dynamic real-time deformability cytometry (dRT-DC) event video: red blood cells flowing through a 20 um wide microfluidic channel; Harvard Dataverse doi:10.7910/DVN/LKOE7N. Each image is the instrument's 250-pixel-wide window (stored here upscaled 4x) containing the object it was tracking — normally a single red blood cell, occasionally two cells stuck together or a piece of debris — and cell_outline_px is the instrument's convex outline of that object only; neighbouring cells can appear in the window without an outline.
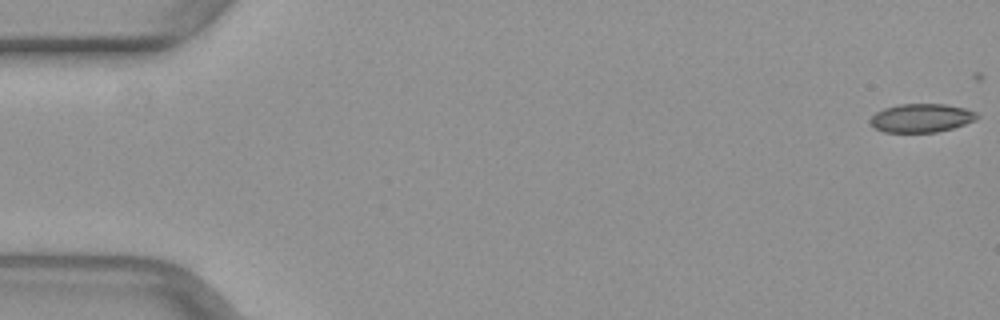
{"species": "common noctule bat (a hibernating species)", "species_latin": "Nyctalus noctula", "temperature_condition": "warm", "stored_images_in_passage": 19, "camera_frame_rate_fps": 3000, "um_per_image_px": 0.085, "animal": {"sex": "female", "body_mass_g": 29.2, "forearm_length_mm": 56.3}, "frame": {"image": 1, "passage_image": 1, "time_ms": 0.0, "image_size_px": [1000, 320], "cell_outline_px": [[980, 116], [976, 120], [952, 128], [936, 132], [884, 132], [872, 128], [868, 124], [868, 120], [876, 112], [884, 108], [896, 104], [944, 104], [964, 108], [976, 112]], "centroid_in_image_um": [78.26, 10.03], "position_along_channel_um": 6.7, "area_um2": 17.98}}
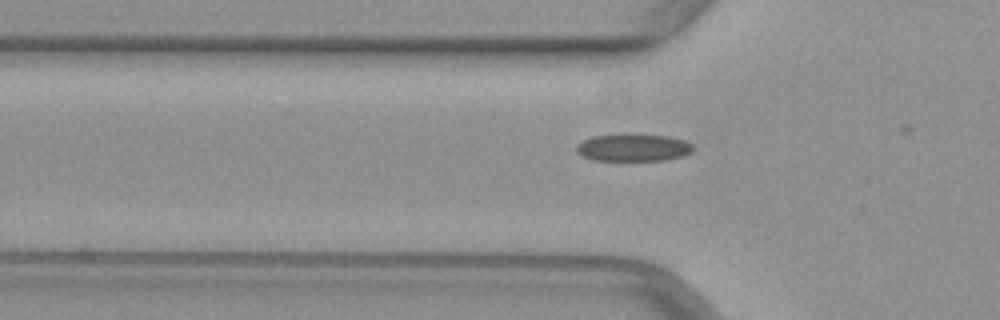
{"frame": {"image": 2, "passage_image": 17, "time_ms": 5.333, "image_size_px": [1000, 320], "cell_outline_px": [[696, 148], [692, 152], [684, 156], [668, 160], [592, 160], [576, 152], [576, 144], [592, 136], [620, 132], [640, 132], [668, 136], [684, 140], [692, 144]], "centroid_in_image_um": [53.85, 12.5], "position_along_channel_um": 71.9, "area_um2": 19.54}}